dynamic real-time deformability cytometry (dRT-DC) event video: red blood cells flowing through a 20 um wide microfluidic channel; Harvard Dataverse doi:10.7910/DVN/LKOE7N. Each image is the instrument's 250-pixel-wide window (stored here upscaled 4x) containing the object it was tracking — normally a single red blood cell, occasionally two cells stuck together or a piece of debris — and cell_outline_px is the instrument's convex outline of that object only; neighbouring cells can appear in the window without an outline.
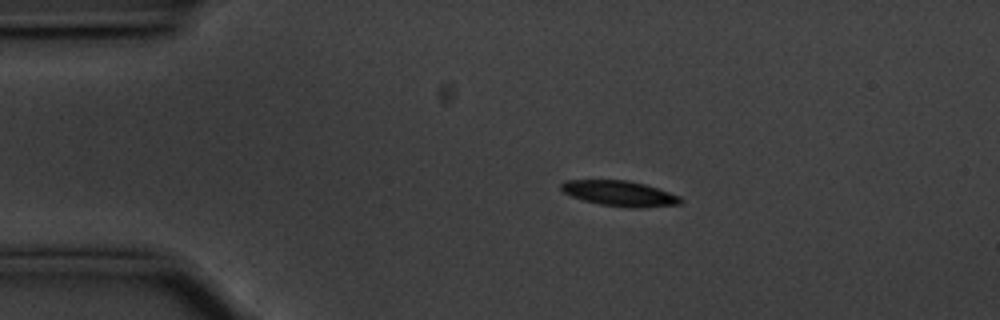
{"species": "common noctule bat (a hibernating species)", "species_latin": "Nyctalus noctula", "temperature_condition": "cold", "stored_images_in_passage": 55, "camera_frame_rate_fps": 3000, "um_per_image_px": 0.085, "animal": {"sex": "male", "body_mass_g": 20.1, "forearm_length_mm": 53.5}, "frame": {"image": 1, "passage_image": 10, "time_ms": 3.0, "image_size_px": [1000, 320], "cell_outline_px": [[684, 200], [680, 204], [640, 208], [632, 208], [600, 204], [584, 200], [572, 196], [564, 192], [560, 188], [560, 184], [564, 180], [628, 180], [644, 184], [680, 196]], "centroid_in_image_um": [52.67, 16.44], "position_along_channel_um": 32.3, "area_um2": 17.57}}
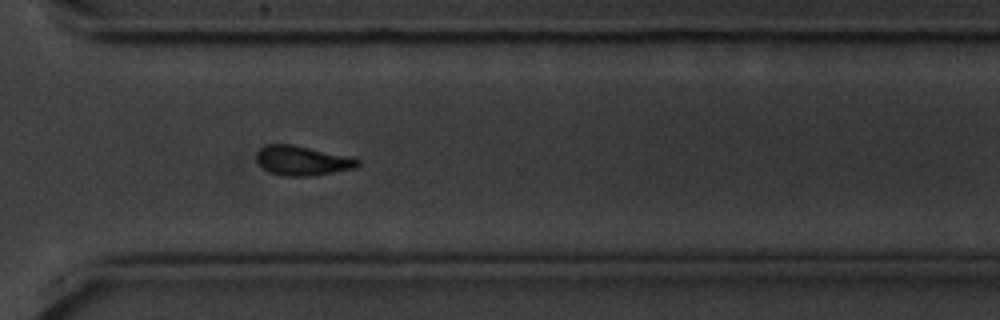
{"frame": {"image": 2, "passage_image": 40, "time_ms": 13.0, "image_size_px": [1000, 320], "cell_outline_px": [[360, 164], [356, 168], [312, 176], [288, 176], [272, 172], [264, 168], [256, 160], [256, 152], [260, 148], [268, 144], [292, 144], [344, 156], [360, 160]], "centroid_in_image_um": [25.67, 13.65], "position_along_channel_um": 344.9, "area_um2": 17.05}}
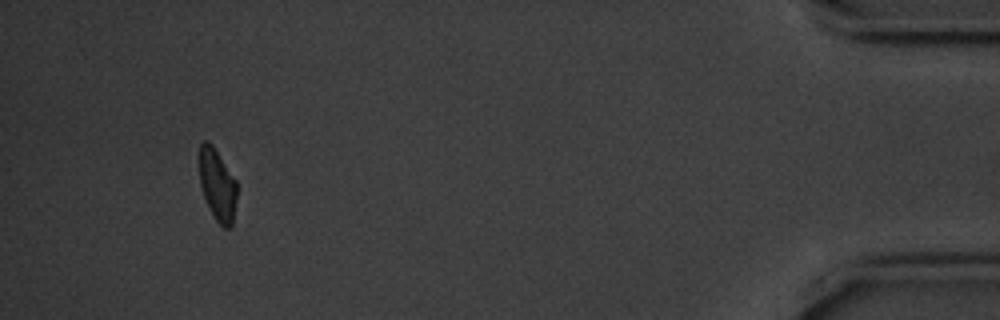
{"frame": {"image": 3, "passage_image": 52, "time_ms": 17.0, "image_size_px": [1000, 320], "cell_outline_px": [[236, 196], [232, 224], [228, 228], [224, 228], [216, 220], [204, 196], [200, 184], [200, 144], [204, 140], [208, 140], [212, 144], [236, 180]], "centroid_in_image_um": [18.48, 15.68], "position_along_channel_um": 416.7, "area_um2": 15.32}, "authors_computed_cell_mechanics": {"area_um2": 17.1666, "velocity_mm_per_s": 3.5435, "shape_relaxation_time_tau1_ms": 3.6624, "shape_relaxation_time_tau2_ms": null, "deformation_change_tau1": 0.1175, "deformation_change_tau2": null}}